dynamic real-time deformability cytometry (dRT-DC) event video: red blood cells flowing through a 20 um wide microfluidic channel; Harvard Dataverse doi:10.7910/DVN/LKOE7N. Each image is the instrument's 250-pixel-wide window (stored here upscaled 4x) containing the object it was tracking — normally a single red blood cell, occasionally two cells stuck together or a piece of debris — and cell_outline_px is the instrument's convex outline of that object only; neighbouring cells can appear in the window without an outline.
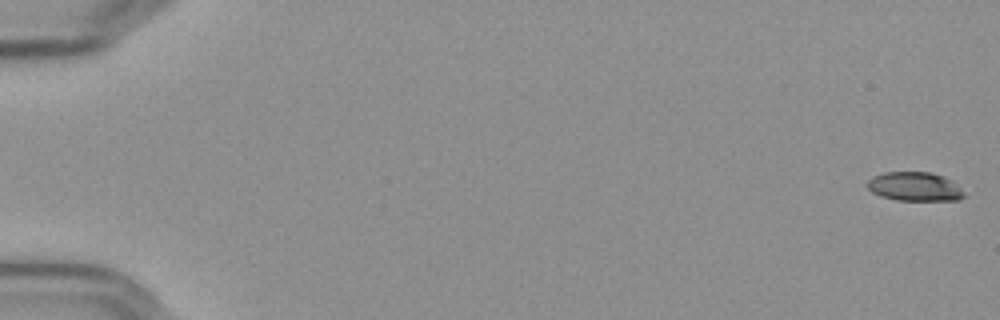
{"species": "Egyptian fruit bat (a non-hibernating species)", "species_latin": "Rousettus aegyptiacus", "temperature_condition": "cold", "stored_images_in_passage": 57, "camera_frame_rate_fps": 3000, "um_per_image_px": 0.085, "frame": {"image": 1, "passage_image": 1, "time_ms": 0.0, "image_size_px": [1000, 320], "cell_outline_px": [[968, 196], [960, 200], [896, 200], [880, 196], [872, 192], [868, 188], [868, 180], [872, 176], [884, 172], [932, 172], [952, 180]], "centroid_in_image_um": [77.77, 15.86], "position_along_channel_um": 7.2, "area_um2": 16.47}}
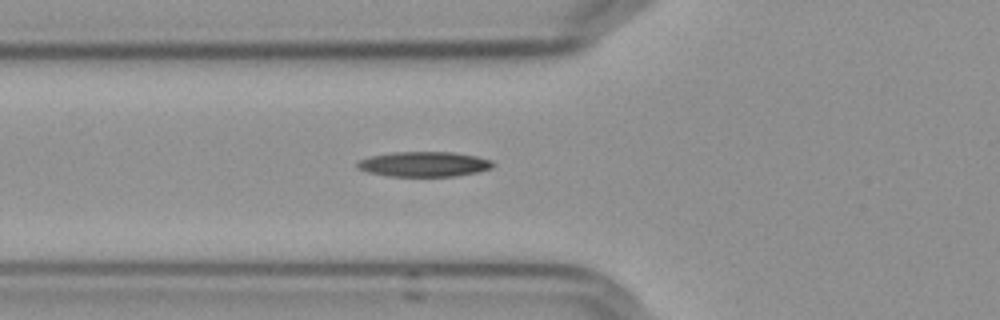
{"frame": {"image": 2, "passage_image": 22, "time_ms": 7.0, "image_size_px": [1000, 320], "cell_outline_px": [[496, 164], [492, 168], [476, 172], [456, 176], [388, 176], [368, 172], [356, 168], [356, 164], [360, 160], [368, 156], [392, 152], [452, 152], [476, 156], [492, 160]], "centroid_in_image_um": [36.03, 13.95], "position_along_channel_um": 89.8, "area_um2": 19.88}}
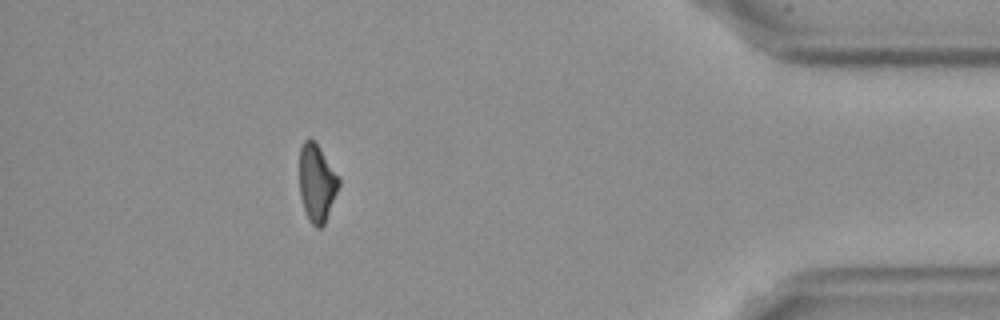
{"frame": {"image": 3, "passage_image": 52, "time_ms": 17.0, "image_size_px": [1000, 320], "cell_outline_px": [[340, 184], [324, 224], [320, 228], [316, 228], [308, 220], [300, 196], [300, 148], [304, 140], [308, 136], [320, 148], [340, 180]], "centroid_in_image_um": [26.91, 15.56], "position_along_channel_um": 408.3, "area_um2": 17.51}, "authors_computed_cell_mechanics": {"area_um2": 18.7272, "velocity_mm_per_s": 3.6306, "shape_relaxation_time_tau1_ms": 5.0235, "shape_relaxation_time_tau2_ms": null, "deformation_change_tau1": 0.147, "deformation_change_tau2": null}}